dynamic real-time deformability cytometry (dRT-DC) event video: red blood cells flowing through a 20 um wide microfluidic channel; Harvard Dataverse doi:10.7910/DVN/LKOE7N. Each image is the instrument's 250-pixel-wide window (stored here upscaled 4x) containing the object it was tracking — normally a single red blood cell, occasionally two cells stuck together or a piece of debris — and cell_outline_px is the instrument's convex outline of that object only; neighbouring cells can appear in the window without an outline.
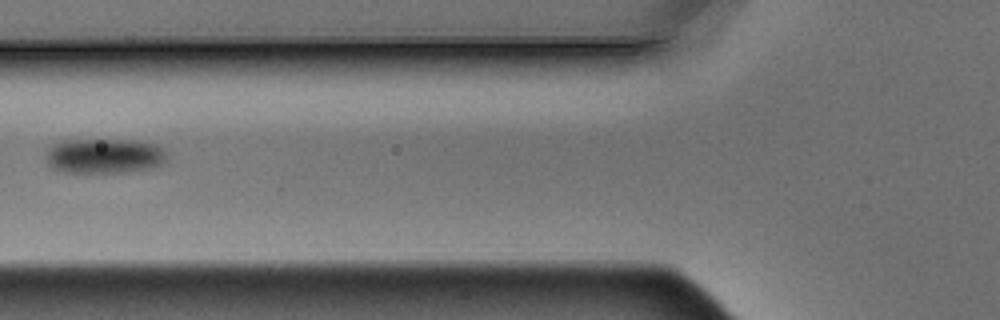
{"species": "Egyptian fruit bat (a non-hibernating species)", "species_latin": "Rousettus aegyptiacus", "temperature_condition": "warm", "stored_images_in_passage": 6, "camera_frame_rate_fps": 3000, "um_per_image_px": 0.085, "animal": {"sex": "male"}, "frame": {"image": 1, "passage_image": 6, "time_ms": 1.667, "image_size_px": [1000, 320], "cell_outline_px": [[164, 160], [160, 164], [148, 168], [124, 172], [64, 172], [52, 168], [48, 164], [48, 152], [60, 140], [132, 140], [156, 144], [164, 152]], "centroid_in_image_um": [8.84, 13.25], "position_along_channel_um": 117.0, "area_um2": 23.99}}